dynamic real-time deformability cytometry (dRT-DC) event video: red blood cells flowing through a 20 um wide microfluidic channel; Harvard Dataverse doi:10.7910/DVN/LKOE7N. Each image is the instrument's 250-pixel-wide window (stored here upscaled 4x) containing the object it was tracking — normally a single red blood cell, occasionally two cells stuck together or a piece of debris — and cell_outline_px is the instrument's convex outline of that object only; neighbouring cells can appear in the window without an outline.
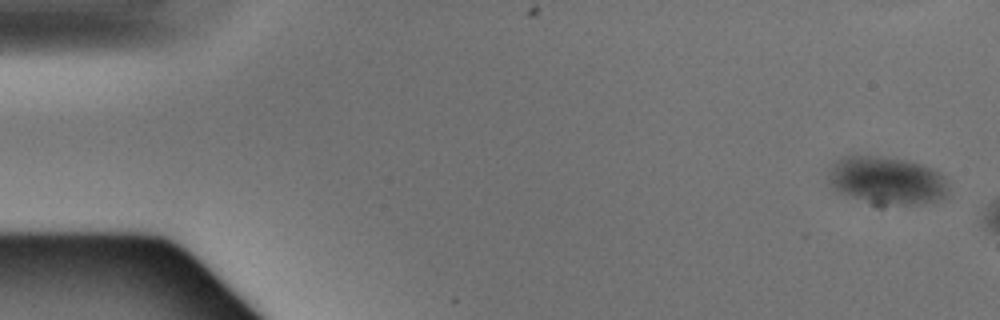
{"species": "Egyptian fruit bat (a non-hibernating species)", "species_latin": "Rousettus aegyptiacus", "temperature_condition": "warm", "stored_images_in_passage": 4, "camera_frame_rate_fps": 3000, "um_per_image_px": 0.085, "animal": {"sex": "male"}, "frame": {"image": 1, "passage_image": 1, "time_ms": 0.0, "image_size_px": [1000, 320], "cell_outline_px": [[948, 196], [936, 200], [916, 204], [872, 204], [840, 192], [832, 188], [828, 180], [828, 172], [832, 164], [836, 160], [844, 156], [876, 156], [904, 160], [920, 164], [944, 176], [948, 188]], "centroid_in_image_um": [75.35, 15.34], "position_along_channel_um": 9.7, "area_um2": 33.12}}